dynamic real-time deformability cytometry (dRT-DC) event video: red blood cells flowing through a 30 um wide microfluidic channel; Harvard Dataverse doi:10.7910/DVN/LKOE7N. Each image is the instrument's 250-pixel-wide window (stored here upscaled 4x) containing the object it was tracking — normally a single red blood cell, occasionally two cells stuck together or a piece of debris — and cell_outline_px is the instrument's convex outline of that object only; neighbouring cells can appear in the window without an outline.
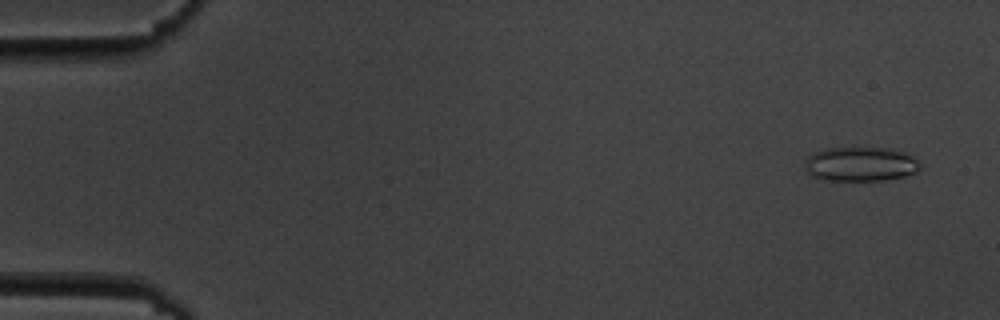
{"species": "common noctule bat (a hibernating species)", "species_latin": "Nyctalus noctula", "temperature_condition": "cold", "stored_images_in_passage": 6, "camera_frame_rate_fps": 3000, "um_per_image_px": 0.085, "animal": {"sex": "male", "body_mass_g": 19.5, "forearm_length_mm": 54.6}, "frame": {"image": 1, "passage_image": 1, "time_ms": 0.0, "image_size_px": [1000, 320], "cell_outline_px": [[920, 168], [904, 176], [880, 180], [824, 180], [812, 176], [804, 168], [804, 160], [808, 156], [824, 148], [888, 148], [904, 152], [912, 156], [920, 164]], "centroid_in_image_um": [73.09, 13.94], "position_along_channel_um": 11.9, "area_um2": 22.89}}